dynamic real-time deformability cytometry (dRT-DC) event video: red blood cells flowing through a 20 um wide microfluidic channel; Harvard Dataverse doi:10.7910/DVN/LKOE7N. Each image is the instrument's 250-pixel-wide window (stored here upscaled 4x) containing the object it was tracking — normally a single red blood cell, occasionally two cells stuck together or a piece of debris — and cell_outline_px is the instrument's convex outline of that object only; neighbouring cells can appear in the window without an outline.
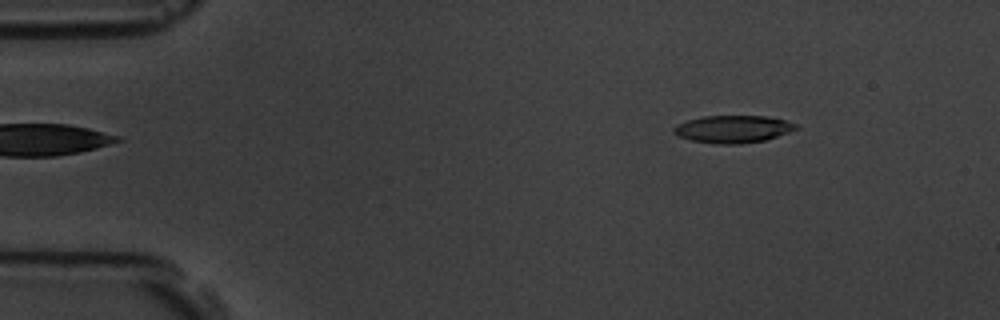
{"species": "common noctule bat (a hibernating species)", "species_latin": "Nyctalus noctula", "temperature_condition": "room temperature", "stored_images_in_passage": 57, "camera_frame_rate_fps": 3000, "um_per_image_px": 0.085, "animal": {"sex": "male", "body_mass_g": 19.5, "forearm_length_mm": 54.6}, "frame": {"image": 1, "passage_image": 7, "time_ms": 2.0, "image_size_px": [1000, 320], "cell_outline_px": [[800, 128], [764, 140], [740, 144], [716, 144], [692, 140], [676, 136], [672, 132], [672, 128], [676, 124], [688, 120], [704, 116], [764, 116], [784, 120], [800, 124]], "centroid_in_image_um": [62.28, 10.97], "position_along_channel_um": 22.7, "area_um2": 19.59}}
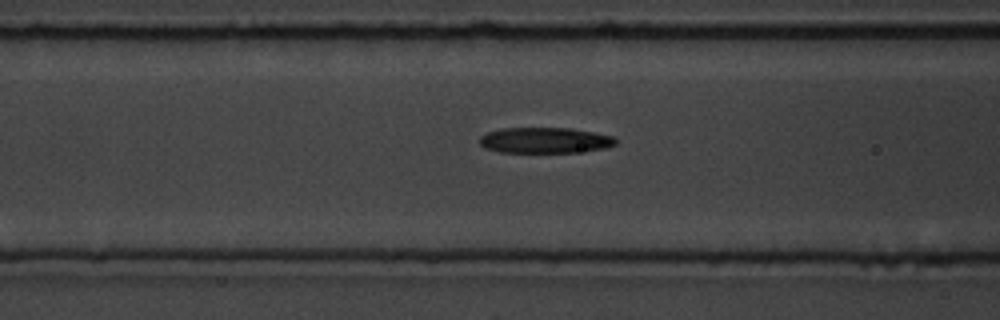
{"frame": {"image": 2, "passage_image": 22, "time_ms": 7.0, "image_size_px": [1000, 320], "cell_outline_px": [[616, 144], [604, 148], [576, 152], [500, 152], [484, 148], [480, 144], [480, 136], [488, 132], [500, 128], [572, 128], [612, 136], [616, 140]], "centroid_in_image_um": [46.28, 11.92], "position_along_channel_um": 120.3, "area_um2": 20.29}}
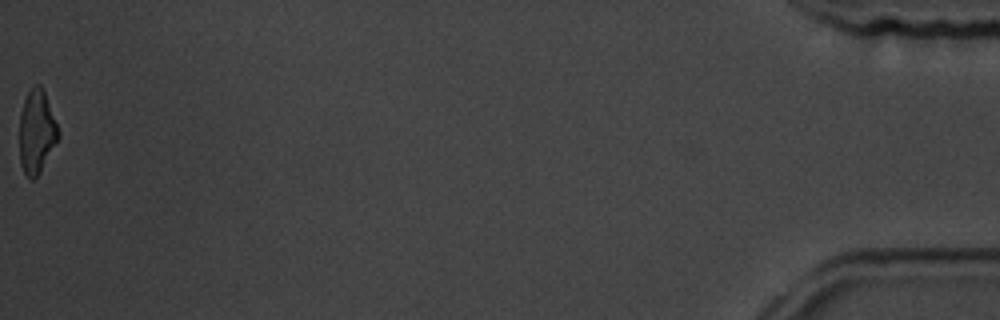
{"frame": {"image": 3, "passage_image": 57, "time_ms": 18.667, "image_size_px": [1000, 320], "cell_outline_px": [[60, 136], [40, 172], [32, 180], [28, 180], [20, 164], [20, 112], [24, 100], [32, 84], [40, 84], [44, 88], [60, 132]], "centroid_in_image_um": [3.12, 11.17], "position_along_channel_um": 432.1, "area_um2": 19.13}, "authors_computed_cell_mechanics": {"area_um2": 20.2878, "velocity_mm_per_s": 3.5485, "shape_relaxation_time_tau1_ms": 4.4801, "shape_relaxation_time_tau2_ms": 1.6216, "deformation_change_tau1": 0.1617, "deformation_change_tau2": 0.1143}}